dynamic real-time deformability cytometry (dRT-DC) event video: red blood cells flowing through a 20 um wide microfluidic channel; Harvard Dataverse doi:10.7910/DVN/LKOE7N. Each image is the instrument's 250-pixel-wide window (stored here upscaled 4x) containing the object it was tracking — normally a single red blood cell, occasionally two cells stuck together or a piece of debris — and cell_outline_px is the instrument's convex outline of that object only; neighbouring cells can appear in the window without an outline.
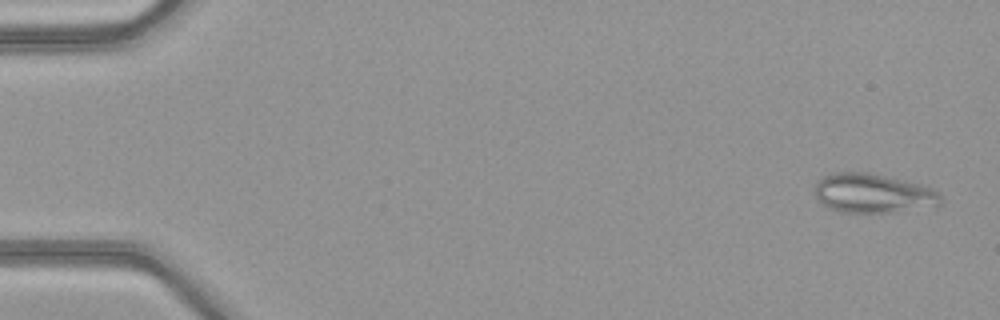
{"species": "common noctule bat (a hibernating species)", "species_latin": "Nyctalus noctula", "temperature_condition": "warm", "stored_images_in_passage": 50, "camera_frame_rate_fps": 3000, "um_per_image_px": 0.085, "animal": {"sex": "female", "body_mass_g": 21.9}, "frame": {"image": 1, "passage_image": 2, "time_ms": 0.333, "image_size_px": [1000, 320], "cell_outline_px": [[944, 200], [940, 204], [896, 212], [840, 212], [828, 208], [812, 192], [816, 184], [824, 176], [836, 172], [868, 172], [904, 180], [920, 184], [932, 188], [940, 192]], "centroid_in_image_um": [74.22, 16.43], "position_along_channel_um": 10.8, "area_um2": 28.78}}
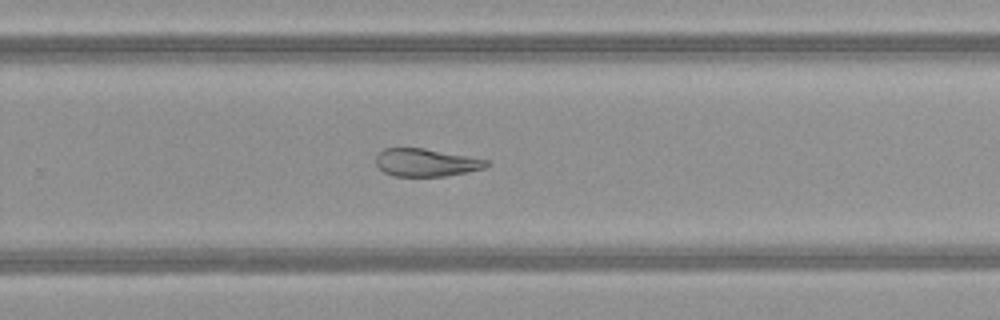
{"frame": {"image": 2, "passage_image": 33, "time_ms": 10.667, "image_size_px": [1000, 320], "cell_outline_px": [[492, 164], [484, 168], [468, 172], [444, 176], [392, 176], [384, 172], [376, 164], [376, 156], [384, 148], [424, 148], [492, 160]], "centroid_in_image_um": [36.28, 13.81], "position_along_channel_um": 293.5, "area_um2": 18.09}}
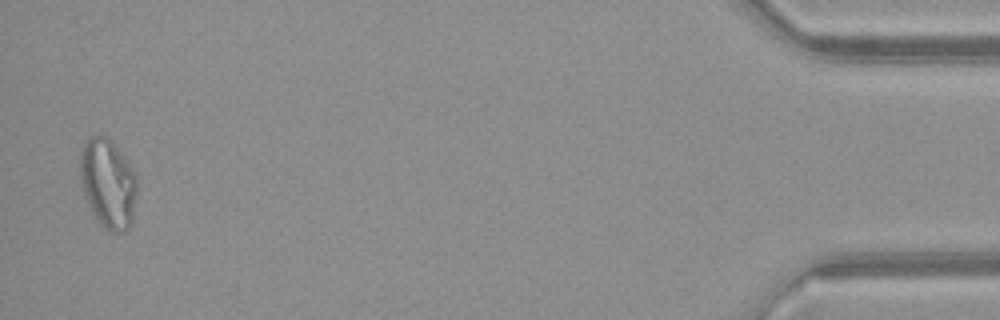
{"frame": {"image": 3, "passage_image": 49, "time_ms": 16.0, "image_size_px": [1000, 320], "cell_outline_px": [[136, 192], [132, 224], [124, 232], [108, 232], [100, 224], [92, 212], [84, 196], [80, 180], [80, 152], [84, 144], [92, 136], [104, 136], [112, 140], [136, 172]], "centroid_in_image_um": [9.18, 15.61], "position_along_channel_um": 426.0, "area_um2": 29.82}, "authors_computed_cell_mechanics": {"area_um2": 24.5361, "velocity_mm_per_s": 4.1396, "shape_relaxation_time_tau1_ms": null, "shape_relaxation_time_tau2_ms": 4.0206, "deformation_change_tau1": null, "deformation_change_tau2": 0.1154}}